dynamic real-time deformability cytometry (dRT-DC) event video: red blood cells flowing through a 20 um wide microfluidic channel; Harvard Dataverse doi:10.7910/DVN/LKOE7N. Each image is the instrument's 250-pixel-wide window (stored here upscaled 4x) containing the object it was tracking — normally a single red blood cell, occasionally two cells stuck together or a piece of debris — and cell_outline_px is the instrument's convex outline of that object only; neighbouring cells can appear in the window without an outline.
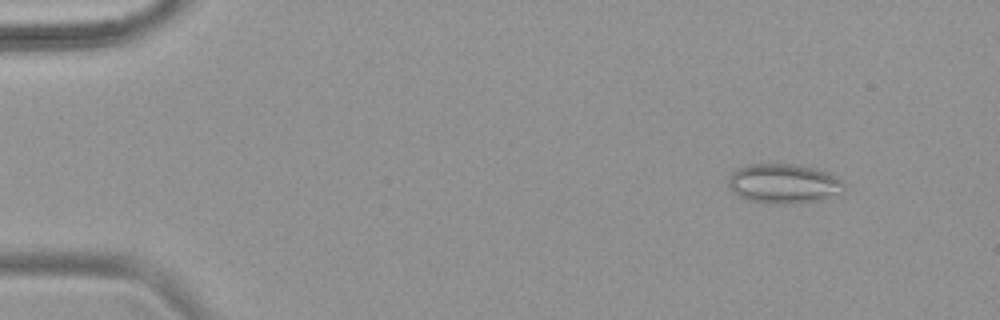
{"species": "common noctule bat (a hibernating species)", "species_latin": "Nyctalus noctula", "temperature_condition": "warm", "stored_images_in_passage": 53, "camera_frame_rate_fps": 3000, "um_per_image_px": 0.085, "animal": {"sex": "female", "body_mass_g": 18.4}, "frame": {"image": 1, "passage_image": 6, "time_ms": 1.667, "image_size_px": [1000, 320], "cell_outline_px": [[844, 192], [824, 200], [784, 204], [776, 204], [748, 200], [732, 192], [728, 184], [728, 176], [736, 168], [748, 164], [792, 164], [812, 168], [828, 172], [844, 180]], "centroid_in_image_um": [66.63, 15.61], "position_along_channel_um": 18.4, "area_um2": 26.99}}
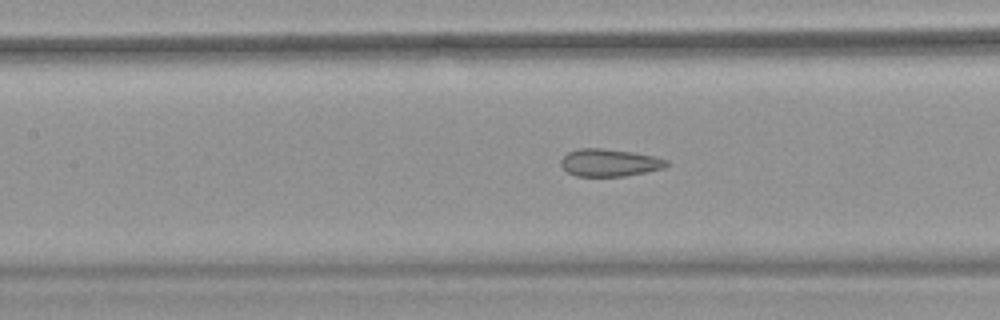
{"frame": {"image": 2, "passage_image": 25, "time_ms": 8.0, "image_size_px": [1000, 320], "cell_outline_px": [[668, 164], [664, 168], [624, 176], [576, 176], [568, 172], [560, 164], [560, 160], [568, 152], [580, 148], [600, 148], [632, 152], [656, 156], [668, 160]], "centroid_in_image_um": [51.8, 13.82], "position_along_channel_um": 155.6, "area_um2": 16.82}}
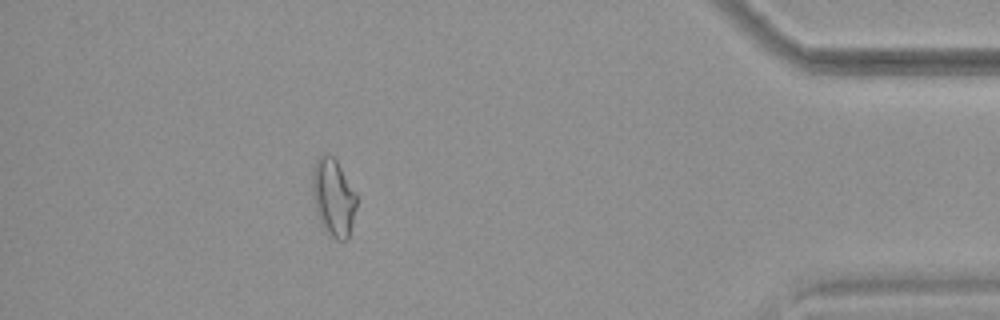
{"frame": {"image": 3, "passage_image": 48, "time_ms": 15.667, "image_size_px": [1000, 320], "cell_outline_px": [[356, 208], [348, 240], [336, 240], [328, 236], [316, 212], [312, 196], [312, 172], [316, 160], [324, 152], [328, 152], [336, 160], [356, 192]], "centroid_in_image_um": [28.33, 16.78], "position_along_channel_um": 406.9, "area_um2": 20.17}, "authors_computed_cell_mechanics": {"area_um2": 19.1896, "velocity_mm_per_s": 3.8555, "shape_relaxation_time_tau1_ms": null, "shape_relaxation_time_tau2_ms": 1.4886, "deformation_change_tau1": null, "deformation_change_tau2": 0.0847}}